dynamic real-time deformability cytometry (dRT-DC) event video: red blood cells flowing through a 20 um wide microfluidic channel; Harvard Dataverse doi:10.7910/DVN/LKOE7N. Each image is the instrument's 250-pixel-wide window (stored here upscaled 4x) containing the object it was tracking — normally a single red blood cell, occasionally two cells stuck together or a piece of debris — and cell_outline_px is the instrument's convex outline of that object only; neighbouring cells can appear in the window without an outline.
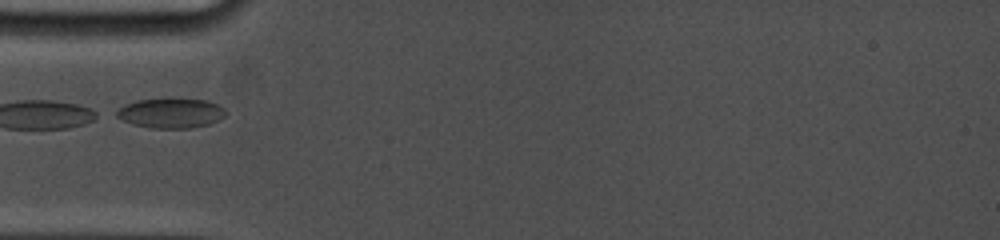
{"species": "common noctule bat (a hibernating species)", "species_latin": "Nyctalus noctula", "temperature_condition": "cold", "stored_images_in_passage": 22, "camera_frame_rate_fps": 5000, "um_per_image_px": 0.085, "animal": {"sex": "female", "body_mass_g": 19.0, "forearm_length_mm": 53.3}, "frame": {"image": 1, "passage_image": 1, "time_ms": 0.0, "image_size_px": [1000, 240], "cell_outline_px": [[228, 112], [224, 116], [208, 124], [192, 128], [152, 128], [132, 124], [116, 116], [112, 112], [124, 104], [136, 100], [208, 100], [224, 108]], "centroid_in_image_um": [14.48, 9.63], "position_along_channel_um": 70.5, "area_um2": 18.67}}